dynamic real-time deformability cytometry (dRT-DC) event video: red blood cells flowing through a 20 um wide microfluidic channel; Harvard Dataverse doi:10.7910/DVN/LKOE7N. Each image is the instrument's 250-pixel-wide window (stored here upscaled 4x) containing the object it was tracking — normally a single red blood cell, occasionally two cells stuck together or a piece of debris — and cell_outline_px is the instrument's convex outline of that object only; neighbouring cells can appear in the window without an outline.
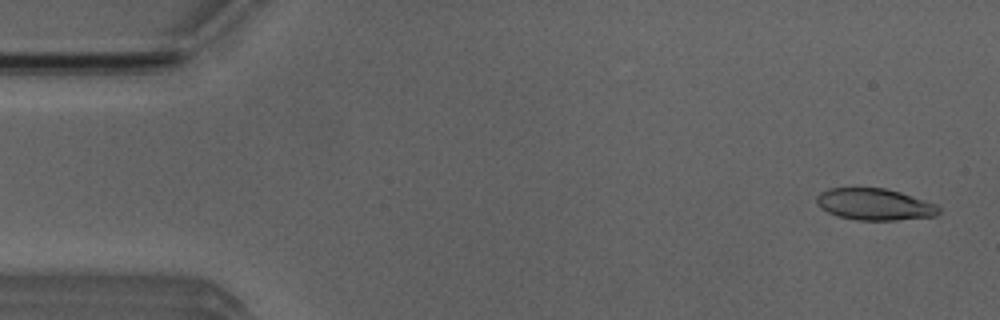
{"species": "Egyptian fruit bat (a non-hibernating species)", "species_latin": "Rousettus aegyptiacus", "temperature_condition": "room temperature", "stored_images_in_passage": 4, "camera_frame_rate_fps": 3000, "um_per_image_px": 0.085, "animal": {"sex": "male"}, "frame": {"image": 1, "passage_image": 1, "time_ms": 0.0, "image_size_px": [1000, 320], "cell_outline_px": [[940, 212], [936, 216], [896, 220], [856, 220], [836, 216], [820, 208], [816, 204], [816, 196], [820, 192], [828, 188], [884, 188], [900, 192], [936, 204], [940, 208]], "centroid_in_image_um": [74.31, 17.37], "position_along_channel_um": 10.7, "area_um2": 22.66}}